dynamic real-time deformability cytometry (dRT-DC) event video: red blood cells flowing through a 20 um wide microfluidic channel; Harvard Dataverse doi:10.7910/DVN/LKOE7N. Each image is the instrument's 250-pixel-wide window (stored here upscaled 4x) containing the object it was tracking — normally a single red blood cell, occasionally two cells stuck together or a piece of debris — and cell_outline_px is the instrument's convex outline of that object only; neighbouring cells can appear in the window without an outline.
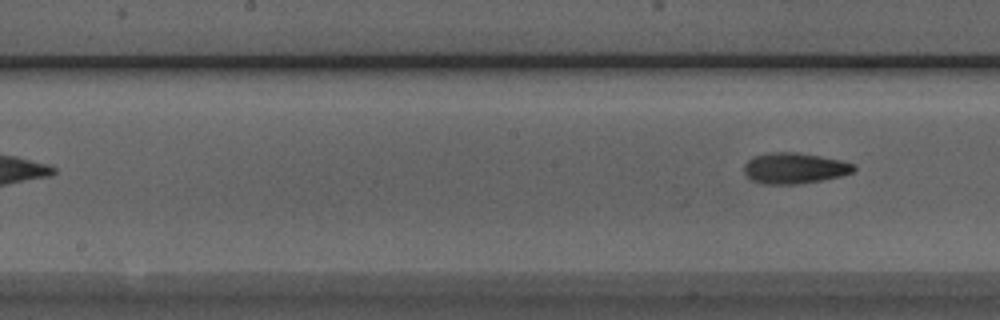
{"species": "Egyptian fruit bat (a non-hibernating species)", "species_latin": "Rousettus aegyptiacus", "temperature_condition": "room temperature", "stored_images_in_passage": 6, "camera_frame_rate_fps": 3000, "um_per_image_px": 0.085, "animal": {"sex": "male"}, "frame": {"image": 1, "passage_image": 6, "time_ms": 6.0, "image_size_px": [1000, 320], "cell_outline_px": [[856, 168], [852, 172], [840, 176], [820, 180], [796, 184], [764, 184], [752, 180], [744, 172], [744, 164], [752, 156], [772, 152], [796, 152], [820, 156], [840, 160], [856, 164]], "centroid_in_image_um": [67.51, 14.29], "position_along_channel_um": 180.7, "area_um2": 19.65}}